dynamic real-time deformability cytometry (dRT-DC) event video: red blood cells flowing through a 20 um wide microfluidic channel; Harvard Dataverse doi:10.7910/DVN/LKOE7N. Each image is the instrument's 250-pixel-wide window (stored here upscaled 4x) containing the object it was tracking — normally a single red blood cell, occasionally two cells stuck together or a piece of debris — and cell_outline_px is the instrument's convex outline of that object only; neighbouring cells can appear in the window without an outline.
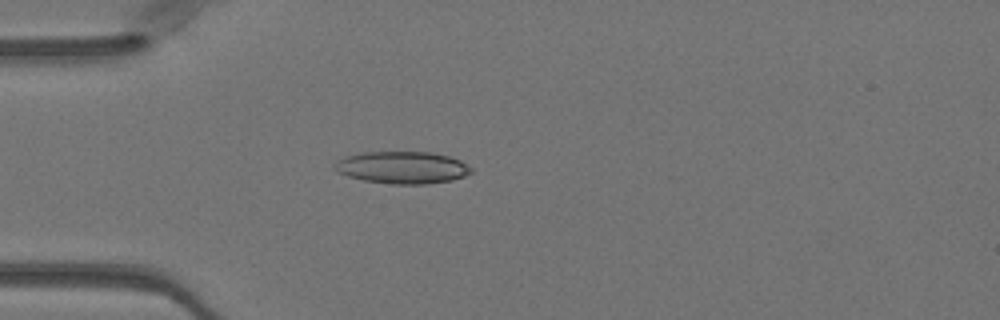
{"species": "Egyptian fruit bat (a non-hibernating species)", "species_latin": "Rousettus aegyptiacus", "temperature_condition": "warm", "stored_images_in_passage": 40, "camera_frame_rate_fps": 3000, "um_per_image_px": 0.085, "animal": {"sex": "female"}, "frame": {"image": 1, "passage_image": 7, "time_ms": 2.0, "image_size_px": [1000, 320], "cell_outline_px": [[472, 172], [464, 176], [452, 180], [424, 184], [392, 184], [364, 180], [348, 176], [336, 172], [332, 168], [332, 164], [336, 160], [344, 156], [360, 152], [432, 152], [448, 156], [460, 160], [472, 168]], "centroid_in_image_um": [34.13, 14.23], "position_along_channel_um": 50.9, "area_um2": 25.84}}
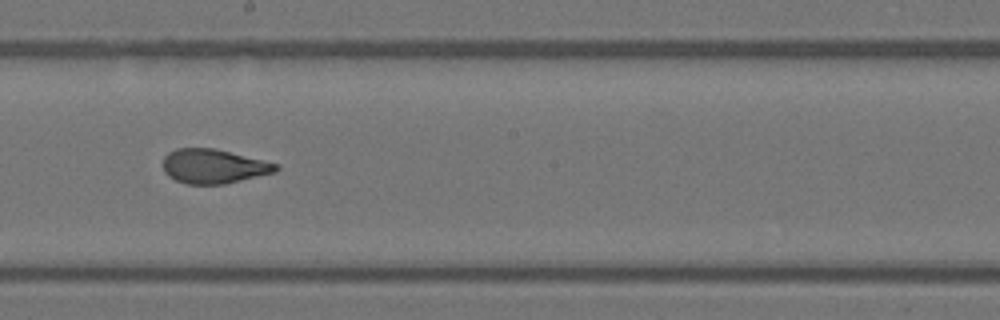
{"frame": {"image": 2, "passage_image": 21, "time_ms": 6.667, "image_size_px": [1000, 320], "cell_outline_px": [[280, 168], [276, 172], [224, 184], [188, 184], [176, 180], [168, 176], [164, 172], [164, 156], [168, 152], [176, 148], [212, 148], [280, 164]], "centroid_in_image_um": [18.16, 14.13], "position_along_channel_um": 230.0, "area_um2": 22.48}}
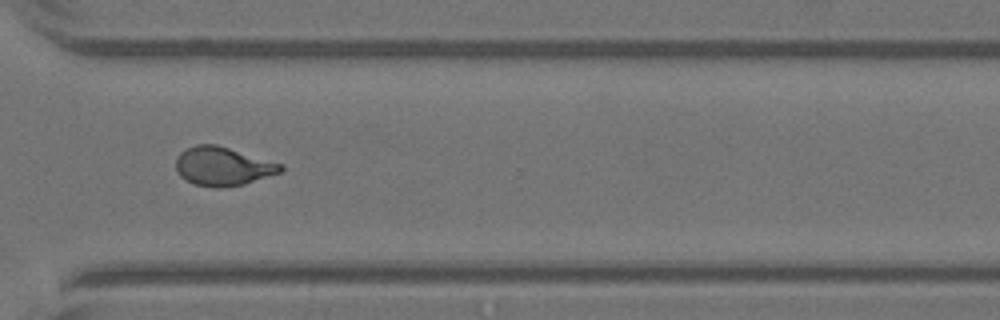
{"frame": {"image": 3, "passage_image": 30, "time_ms": 9.667, "image_size_px": [1000, 320], "cell_outline_px": [[284, 172], [244, 184], [216, 188], [196, 184], [180, 176], [176, 168], [176, 156], [180, 152], [196, 144], [216, 144], [284, 164]], "centroid_in_image_um": [18.98, 14.13], "position_along_channel_um": 351.6, "area_um2": 23.7}, "authors_computed_cell_mechanics": {"area_um2": 23.2934, "velocity_mm_per_s": 4.0583, "shape_relaxation_time_tau1_ms": 3.9817, "shape_relaxation_time_tau2_ms": 1.1445, "deformation_change_tau1": 0.1762, "deformation_change_tau2": 0.0867}}